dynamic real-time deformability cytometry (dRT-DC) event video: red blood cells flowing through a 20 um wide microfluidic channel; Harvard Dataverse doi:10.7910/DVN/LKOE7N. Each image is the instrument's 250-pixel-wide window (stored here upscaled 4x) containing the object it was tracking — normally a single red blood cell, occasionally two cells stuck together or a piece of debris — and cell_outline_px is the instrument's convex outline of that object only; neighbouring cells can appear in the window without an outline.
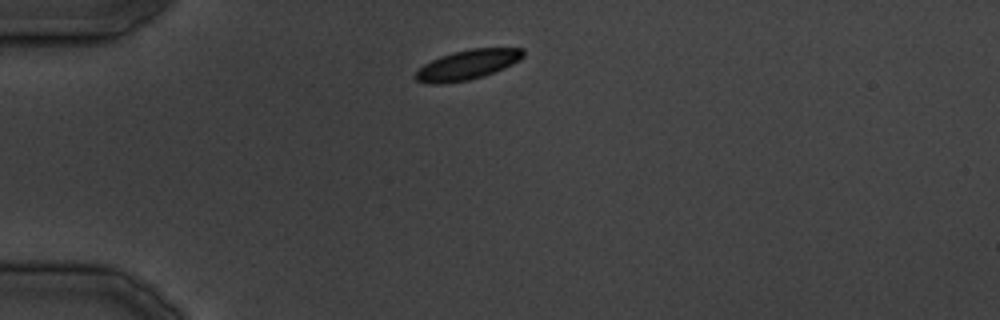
{"species": "common noctule bat (a hibernating species)", "species_latin": "Nyctalus noctula", "temperature_condition": "cold", "stored_images_in_passage": 19, "camera_frame_rate_fps": 3000, "um_per_image_px": 0.085, "animal": {"sex": "male", "body_mass_g": 19.5, "forearm_length_mm": 54.6}, "frame": {"image": 1, "passage_image": 1, "time_ms": 0.0, "image_size_px": [1000, 320], "cell_outline_px": [[524, 56], [520, 60], [496, 72], [484, 76], [468, 80], [440, 84], [428, 84], [416, 80], [416, 72], [424, 64], [440, 56], [472, 48], [524, 48]], "centroid_in_image_um": [39.76, 5.51], "position_along_channel_um": 45.2, "area_um2": 18.61}}